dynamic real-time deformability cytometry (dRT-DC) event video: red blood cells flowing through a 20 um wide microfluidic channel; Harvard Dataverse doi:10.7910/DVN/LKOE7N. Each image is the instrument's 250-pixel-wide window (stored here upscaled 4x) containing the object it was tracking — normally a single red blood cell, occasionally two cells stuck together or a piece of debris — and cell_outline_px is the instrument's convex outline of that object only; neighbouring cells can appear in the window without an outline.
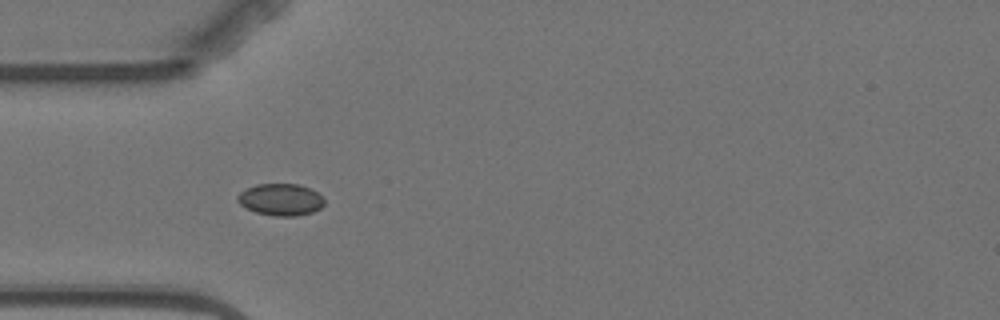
{"species": "Egyptian fruit bat (a non-hibernating species)", "species_latin": "Rousettus aegyptiacus", "temperature_condition": "warm", "stored_images_in_passage": 9, "camera_frame_rate_fps": 3000, "um_per_image_px": 0.085, "animal": {"sex": "female"}, "frame": {"image": 1, "passage_image": 3, "time_ms": 5.0, "image_size_px": [1000, 320], "cell_outline_px": [[324, 204], [320, 208], [312, 212], [296, 216], [276, 216], [256, 212], [244, 208], [236, 200], [236, 196], [240, 192], [256, 184], [300, 184], [316, 192], [324, 200]], "centroid_in_image_um": [23.82, 16.97], "position_along_channel_um": 61.2, "area_um2": 16.07}}
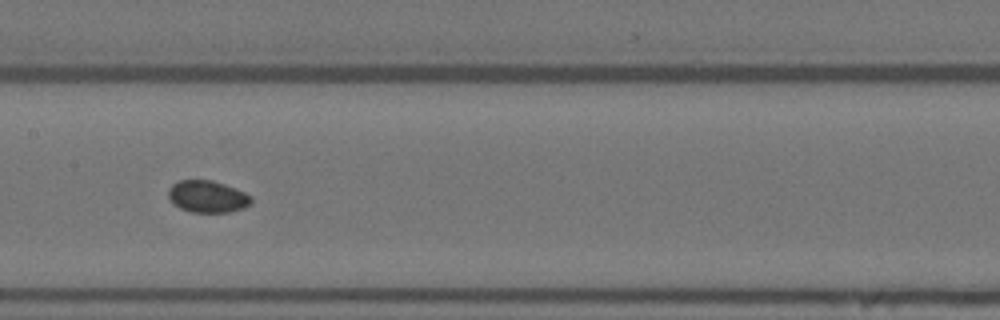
{"frame": {"image": 2, "passage_image": 6, "time_ms": 8.667, "image_size_px": [1000, 320], "cell_outline_px": [[252, 204], [244, 208], [228, 212], [192, 212], [180, 208], [172, 204], [168, 196], [168, 188], [176, 180], [212, 180], [224, 184], [244, 192], [252, 196]], "centroid_in_image_um": [17.62, 16.7], "position_along_channel_um": 189.8, "area_um2": 15.61}}
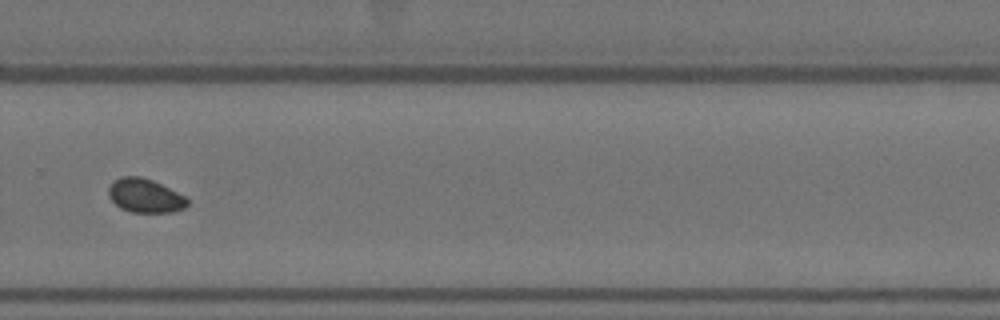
{"frame": {"image": 3, "passage_image": 9, "time_ms": 12.333, "image_size_px": [1000, 320], "cell_outline_px": [[188, 204], [184, 208], [172, 212], [132, 212], [120, 208], [108, 196], [108, 188], [112, 180], [120, 176], [140, 176], [152, 180], [184, 196], [188, 200]], "centroid_in_image_um": [12.28, 16.62], "position_along_channel_um": 317.5, "area_um2": 15.49}}